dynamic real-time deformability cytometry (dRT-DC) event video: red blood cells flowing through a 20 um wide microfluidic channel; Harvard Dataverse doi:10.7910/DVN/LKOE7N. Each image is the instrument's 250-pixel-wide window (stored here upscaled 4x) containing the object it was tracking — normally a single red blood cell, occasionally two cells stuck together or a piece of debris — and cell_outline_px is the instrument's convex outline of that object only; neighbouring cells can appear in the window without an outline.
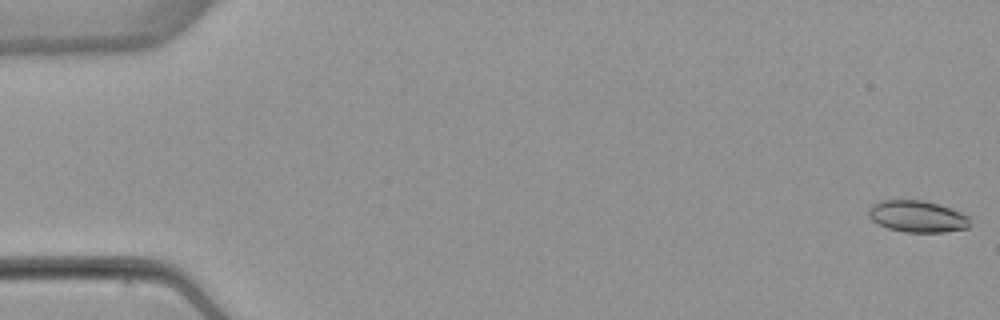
{"species": "common noctule bat (a hibernating species)", "species_latin": "Nyctalus noctula", "temperature_condition": "warm", "stored_images_in_passage": 53, "camera_frame_rate_fps": 3000, "um_per_image_px": 0.085, "animal": {"sex": "female", "body_mass_g": 22.7, "forearm_length_mm": 54.2}, "frame": {"image": 1, "passage_image": 1, "time_ms": 0.0, "image_size_px": [1000, 320], "cell_outline_px": [[968, 228], [944, 232], [904, 232], [888, 228], [872, 220], [868, 216], [868, 212], [872, 204], [880, 200], [924, 200], [960, 212], [968, 216]], "centroid_in_image_um": [77.93, 18.39], "position_along_channel_um": 7.1, "area_um2": 18.5}}
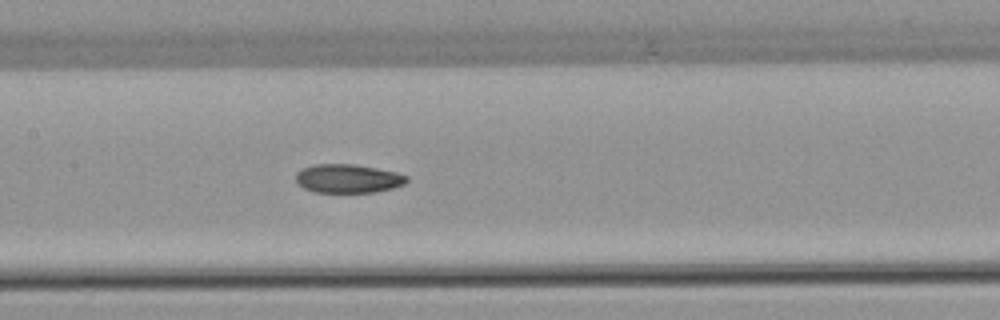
{"frame": {"image": 2, "passage_image": 26, "time_ms": 8.333, "image_size_px": [1000, 320], "cell_outline_px": [[408, 180], [404, 184], [392, 188], [372, 192], [312, 192], [296, 184], [296, 172], [300, 168], [312, 164], [352, 164], [376, 168], [396, 172], [408, 176]], "centroid_in_image_um": [29.52, 15.17], "position_along_channel_um": 177.9, "area_um2": 18.67}}
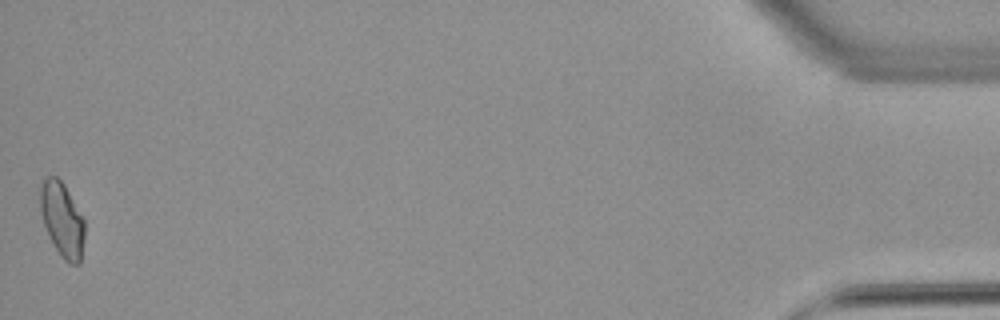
{"frame": {"image": 3, "passage_image": 53, "time_ms": 17.333, "image_size_px": [1000, 320], "cell_outline_px": [[84, 240], [80, 264], [68, 264], [60, 256], [44, 224], [40, 212], [40, 188], [44, 176], [56, 176], [64, 184], [84, 216]], "centroid_in_image_um": [5.3, 18.65], "position_along_channel_um": 429.9, "area_um2": 19.42}, "authors_computed_cell_mechanics": {"area_um2": 18.9584, "velocity_mm_per_s": 3.892, "shape_relaxation_time_tau1_ms": null, "shape_relaxation_time_tau2_ms": 5.036, "deformation_change_tau1": null, "deformation_change_tau2": 0.0994}}